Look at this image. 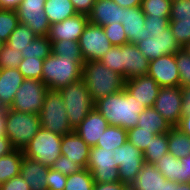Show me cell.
Returning <instances> with one entry per match:
<instances>
[{
  "mask_svg": "<svg viewBox=\"0 0 190 190\" xmlns=\"http://www.w3.org/2000/svg\"><path fill=\"white\" fill-rule=\"evenodd\" d=\"M94 107L109 125L126 130L137 126L139 115L146 108L125 89L97 100Z\"/></svg>",
  "mask_w": 190,
  "mask_h": 190,
  "instance_id": "6da1fadb",
  "label": "cell"
},
{
  "mask_svg": "<svg viewBox=\"0 0 190 190\" xmlns=\"http://www.w3.org/2000/svg\"><path fill=\"white\" fill-rule=\"evenodd\" d=\"M83 80L94 103L124 89L125 79L123 75L108 69L98 61H86L83 67Z\"/></svg>",
  "mask_w": 190,
  "mask_h": 190,
  "instance_id": "7a4b0ae2",
  "label": "cell"
},
{
  "mask_svg": "<svg viewBox=\"0 0 190 190\" xmlns=\"http://www.w3.org/2000/svg\"><path fill=\"white\" fill-rule=\"evenodd\" d=\"M84 63L73 57H60L52 53L43 61L42 82L49 90H59L83 79Z\"/></svg>",
  "mask_w": 190,
  "mask_h": 190,
  "instance_id": "3957f363",
  "label": "cell"
},
{
  "mask_svg": "<svg viewBox=\"0 0 190 190\" xmlns=\"http://www.w3.org/2000/svg\"><path fill=\"white\" fill-rule=\"evenodd\" d=\"M63 104L66 106L68 122L74 130L94 108V101L83 79L60 88Z\"/></svg>",
  "mask_w": 190,
  "mask_h": 190,
  "instance_id": "277c9868",
  "label": "cell"
},
{
  "mask_svg": "<svg viewBox=\"0 0 190 190\" xmlns=\"http://www.w3.org/2000/svg\"><path fill=\"white\" fill-rule=\"evenodd\" d=\"M41 128L40 116L7 108L5 135L15 149L23 150Z\"/></svg>",
  "mask_w": 190,
  "mask_h": 190,
  "instance_id": "5b68a950",
  "label": "cell"
},
{
  "mask_svg": "<svg viewBox=\"0 0 190 190\" xmlns=\"http://www.w3.org/2000/svg\"><path fill=\"white\" fill-rule=\"evenodd\" d=\"M65 107L59 91L48 90L39 114L41 127L61 136L73 132Z\"/></svg>",
  "mask_w": 190,
  "mask_h": 190,
  "instance_id": "8992f818",
  "label": "cell"
},
{
  "mask_svg": "<svg viewBox=\"0 0 190 190\" xmlns=\"http://www.w3.org/2000/svg\"><path fill=\"white\" fill-rule=\"evenodd\" d=\"M61 139V135L41 127L23 149L24 156L51 167L61 155Z\"/></svg>",
  "mask_w": 190,
  "mask_h": 190,
  "instance_id": "52a82bcc",
  "label": "cell"
},
{
  "mask_svg": "<svg viewBox=\"0 0 190 190\" xmlns=\"http://www.w3.org/2000/svg\"><path fill=\"white\" fill-rule=\"evenodd\" d=\"M114 155V150L111 151L97 146L90 148L87 169L91 172L95 183L120 182Z\"/></svg>",
  "mask_w": 190,
  "mask_h": 190,
  "instance_id": "ba28073f",
  "label": "cell"
},
{
  "mask_svg": "<svg viewBox=\"0 0 190 190\" xmlns=\"http://www.w3.org/2000/svg\"><path fill=\"white\" fill-rule=\"evenodd\" d=\"M48 90L42 80L24 79L9 108L23 113L40 114Z\"/></svg>",
  "mask_w": 190,
  "mask_h": 190,
  "instance_id": "9c48e42d",
  "label": "cell"
},
{
  "mask_svg": "<svg viewBox=\"0 0 190 190\" xmlns=\"http://www.w3.org/2000/svg\"><path fill=\"white\" fill-rule=\"evenodd\" d=\"M146 37L145 40L139 41L136 46L149 61L166 54H175L182 49L173 36L170 27L164 31H150Z\"/></svg>",
  "mask_w": 190,
  "mask_h": 190,
  "instance_id": "30bf717a",
  "label": "cell"
},
{
  "mask_svg": "<svg viewBox=\"0 0 190 190\" xmlns=\"http://www.w3.org/2000/svg\"><path fill=\"white\" fill-rule=\"evenodd\" d=\"M81 55L86 61H98L113 46L102 26L88 23L79 38Z\"/></svg>",
  "mask_w": 190,
  "mask_h": 190,
  "instance_id": "8fae6325",
  "label": "cell"
},
{
  "mask_svg": "<svg viewBox=\"0 0 190 190\" xmlns=\"http://www.w3.org/2000/svg\"><path fill=\"white\" fill-rule=\"evenodd\" d=\"M114 151L120 181L130 185L137 178L145 163L144 155L129 141L115 148Z\"/></svg>",
  "mask_w": 190,
  "mask_h": 190,
  "instance_id": "7c38bea8",
  "label": "cell"
},
{
  "mask_svg": "<svg viewBox=\"0 0 190 190\" xmlns=\"http://www.w3.org/2000/svg\"><path fill=\"white\" fill-rule=\"evenodd\" d=\"M46 0H23L15 10L19 23L28 26L37 36H47L50 22L44 12Z\"/></svg>",
  "mask_w": 190,
  "mask_h": 190,
  "instance_id": "4fadbf2b",
  "label": "cell"
},
{
  "mask_svg": "<svg viewBox=\"0 0 190 190\" xmlns=\"http://www.w3.org/2000/svg\"><path fill=\"white\" fill-rule=\"evenodd\" d=\"M153 107L173 127L182 117V93L180 87H161Z\"/></svg>",
  "mask_w": 190,
  "mask_h": 190,
  "instance_id": "5bb4252c",
  "label": "cell"
},
{
  "mask_svg": "<svg viewBox=\"0 0 190 190\" xmlns=\"http://www.w3.org/2000/svg\"><path fill=\"white\" fill-rule=\"evenodd\" d=\"M147 75L160 87H179V72L175 54H166L150 61Z\"/></svg>",
  "mask_w": 190,
  "mask_h": 190,
  "instance_id": "9a60e30c",
  "label": "cell"
},
{
  "mask_svg": "<svg viewBox=\"0 0 190 190\" xmlns=\"http://www.w3.org/2000/svg\"><path fill=\"white\" fill-rule=\"evenodd\" d=\"M89 23V18L83 14H76L62 22H56L50 25L48 39L50 41L71 40L79 41L84 28Z\"/></svg>",
  "mask_w": 190,
  "mask_h": 190,
  "instance_id": "2e32d148",
  "label": "cell"
},
{
  "mask_svg": "<svg viewBox=\"0 0 190 190\" xmlns=\"http://www.w3.org/2000/svg\"><path fill=\"white\" fill-rule=\"evenodd\" d=\"M160 86L148 75L125 80L124 89L146 108L153 107L159 94Z\"/></svg>",
  "mask_w": 190,
  "mask_h": 190,
  "instance_id": "e0dca14e",
  "label": "cell"
},
{
  "mask_svg": "<svg viewBox=\"0 0 190 190\" xmlns=\"http://www.w3.org/2000/svg\"><path fill=\"white\" fill-rule=\"evenodd\" d=\"M121 59L125 80L147 75L150 61L141 53L136 44L121 45Z\"/></svg>",
  "mask_w": 190,
  "mask_h": 190,
  "instance_id": "ac0fdd59",
  "label": "cell"
},
{
  "mask_svg": "<svg viewBox=\"0 0 190 190\" xmlns=\"http://www.w3.org/2000/svg\"><path fill=\"white\" fill-rule=\"evenodd\" d=\"M145 14L141 6L137 7H122V26L127 39L131 44H137L139 41L145 40L148 35V30L144 28Z\"/></svg>",
  "mask_w": 190,
  "mask_h": 190,
  "instance_id": "d6986e66",
  "label": "cell"
},
{
  "mask_svg": "<svg viewBox=\"0 0 190 190\" xmlns=\"http://www.w3.org/2000/svg\"><path fill=\"white\" fill-rule=\"evenodd\" d=\"M109 123L94 107L74 131L90 146L93 147L101 138Z\"/></svg>",
  "mask_w": 190,
  "mask_h": 190,
  "instance_id": "ffe728a7",
  "label": "cell"
},
{
  "mask_svg": "<svg viewBox=\"0 0 190 190\" xmlns=\"http://www.w3.org/2000/svg\"><path fill=\"white\" fill-rule=\"evenodd\" d=\"M90 148L75 131L62 136L61 154L71 162H77L82 168H87Z\"/></svg>",
  "mask_w": 190,
  "mask_h": 190,
  "instance_id": "44dd1931",
  "label": "cell"
},
{
  "mask_svg": "<svg viewBox=\"0 0 190 190\" xmlns=\"http://www.w3.org/2000/svg\"><path fill=\"white\" fill-rule=\"evenodd\" d=\"M88 18L90 23L102 27L114 22L122 24V7L113 0H96Z\"/></svg>",
  "mask_w": 190,
  "mask_h": 190,
  "instance_id": "7402d4cb",
  "label": "cell"
},
{
  "mask_svg": "<svg viewBox=\"0 0 190 190\" xmlns=\"http://www.w3.org/2000/svg\"><path fill=\"white\" fill-rule=\"evenodd\" d=\"M49 169V166L24 156L20 165V176L29 184L30 190H48L46 176Z\"/></svg>",
  "mask_w": 190,
  "mask_h": 190,
  "instance_id": "603a6c76",
  "label": "cell"
},
{
  "mask_svg": "<svg viewBox=\"0 0 190 190\" xmlns=\"http://www.w3.org/2000/svg\"><path fill=\"white\" fill-rule=\"evenodd\" d=\"M24 79L17 68L0 69V107L9 108L11 106Z\"/></svg>",
  "mask_w": 190,
  "mask_h": 190,
  "instance_id": "cb8c5ba5",
  "label": "cell"
},
{
  "mask_svg": "<svg viewBox=\"0 0 190 190\" xmlns=\"http://www.w3.org/2000/svg\"><path fill=\"white\" fill-rule=\"evenodd\" d=\"M130 185L135 190H168V180L151 163H144L137 178Z\"/></svg>",
  "mask_w": 190,
  "mask_h": 190,
  "instance_id": "d4e9b609",
  "label": "cell"
},
{
  "mask_svg": "<svg viewBox=\"0 0 190 190\" xmlns=\"http://www.w3.org/2000/svg\"><path fill=\"white\" fill-rule=\"evenodd\" d=\"M137 126L152 130L156 135L168 133L173 127L154 107L145 108L139 115Z\"/></svg>",
  "mask_w": 190,
  "mask_h": 190,
  "instance_id": "484cf974",
  "label": "cell"
},
{
  "mask_svg": "<svg viewBox=\"0 0 190 190\" xmlns=\"http://www.w3.org/2000/svg\"><path fill=\"white\" fill-rule=\"evenodd\" d=\"M155 166L167 180L185 183L184 163L171 153H166Z\"/></svg>",
  "mask_w": 190,
  "mask_h": 190,
  "instance_id": "4316f807",
  "label": "cell"
},
{
  "mask_svg": "<svg viewBox=\"0 0 190 190\" xmlns=\"http://www.w3.org/2000/svg\"><path fill=\"white\" fill-rule=\"evenodd\" d=\"M44 12L50 24L62 22L77 14L71 0H48L45 2Z\"/></svg>",
  "mask_w": 190,
  "mask_h": 190,
  "instance_id": "83f0119b",
  "label": "cell"
},
{
  "mask_svg": "<svg viewBox=\"0 0 190 190\" xmlns=\"http://www.w3.org/2000/svg\"><path fill=\"white\" fill-rule=\"evenodd\" d=\"M23 150L15 149L0 157V184L20 175V165L23 160Z\"/></svg>",
  "mask_w": 190,
  "mask_h": 190,
  "instance_id": "f1b7e54d",
  "label": "cell"
},
{
  "mask_svg": "<svg viewBox=\"0 0 190 190\" xmlns=\"http://www.w3.org/2000/svg\"><path fill=\"white\" fill-rule=\"evenodd\" d=\"M168 150L177 159L187 157L190 154V137L176 126L172 127L168 132Z\"/></svg>",
  "mask_w": 190,
  "mask_h": 190,
  "instance_id": "f546056e",
  "label": "cell"
},
{
  "mask_svg": "<svg viewBox=\"0 0 190 190\" xmlns=\"http://www.w3.org/2000/svg\"><path fill=\"white\" fill-rule=\"evenodd\" d=\"M127 141V130L121 127L109 125L104 130L101 138L98 139L95 146L101 147L107 150H114L120 147Z\"/></svg>",
  "mask_w": 190,
  "mask_h": 190,
  "instance_id": "4dcf8cb0",
  "label": "cell"
},
{
  "mask_svg": "<svg viewBox=\"0 0 190 190\" xmlns=\"http://www.w3.org/2000/svg\"><path fill=\"white\" fill-rule=\"evenodd\" d=\"M168 152V133L157 134L143 153L144 161L155 165Z\"/></svg>",
  "mask_w": 190,
  "mask_h": 190,
  "instance_id": "1f68e13d",
  "label": "cell"
},
{
  "mask_svg": "<svg viewBox=\"0 0 190 190\" xmlns=\"http://www.w3.org/2000/svg\"><path fill=\"white\" fill-rule=\"evenodd\" d=\"M37 35L25 24L19 23L10 34L6 44L16 51L23 53Z\"/></svg>",
  "mask_w": 190,
  "mask_h": 190,
  "instance_id": "d6a6232c",
  "label": "cell"
},
{
  "mask_svg": "<svg viewBox=\"0 0 190 190\" xmlns=\"http://www.w3.org/2000/svg\"><path fill=\"white\" fill-rule=\"evenodd\" d=\"M52 43L47 36H37L22 53L23 58L46 59L52 53Z\"/></svg>",
  "mask_w": 190,
  "mask_h": 190,
  "instance_id": "836d02e7",
  "label": "cell"
},
{
  "mask_svg": "<svg viewBox=\"0 0 190 190\" xmlns=\"http://www.w3.org/2000/svg\"><path fill=\"white\" fill-rule=\"evenodd\" d=\"M52 54L60 57H73L79 63H84L78 41L59 40L51 41Z\"/></svg>",
  "mask_w": 190,
  "mask_h": 190,
  "instance_id": "e575fe53",
  "label": "cell"
},
{
  "mask_svg": "<svg viewBox=\"0 0 190 190\" xmlns=\"http://www.w3.org/2000/svg\"><path fill=\"white\" fill-rule=\"evenodd\" d=\"M93 176L87 168L67 176L64 190H93Z\"/></svg>",
  "mask_w": 190,
  "mask_h": 190,
  "instance_id": "d590c367",
  "label": "cell"
},
{
  "mask_svg": "<svg viewBox=\"0 0 190 190\" xmlns=\"http://www.w3.org/2000/svg\"><path fill=\"white\" fill-rule=\"evenodd\" d=\"M171 0H142L141 9L146 17H170Z\"/></svg>",
  "mask_w": 190,
  "mask_h": 190,
  "instance_id": "8d00e7d4",
  "label": "cell"
},
{
  "mask_svg": "<svg viewBox=\"0 0 190 190\" xmlns=\"http://www.w3.org/2000/svg\"><path fill=\"white\" fill-rule=\"evenodd\" d=\"M155 135L152 130H146L136 126L127 130V141L144 153Z\"/></svg>",
  "mask_w": 190,
  "mask_h": 190,
  "instance_id": "74e56055",
  "label": "cell"
},
{
  "mask_svg": "<svg viewBox=\"0 0 190 190\" xmlns=\"http://www.w3.org/2000/svg\"><path fill=\"white\" fill-rule=\"evenodd\" d=\"M169 27L176 41L183 48L190 41V16L175 17L170 21Z\"/></svg>",
  "mask_w": 190,
  "mask_h": 190,
  "instance_id": "f35d334b",
  "label": "cell"
},
{
  "mask_svg": "<svg viewBox=\"0 0 190 190\" xmlns=\"http://www.w3.org/2000/svg\"><path fill=\"white\" fill-rule=\"evenodd\" d=\"M19 24L15 10L0 9V39L7 42L10 34Z\"/></svg>",
  "mask_w": 190,
  "mask_h": 190,
  "instance_id": "ab89813d",
  "label": "cell"
},
{
  "mask_svg": "<svg viewBox=\"0 0 190 190\" xmlns=\"http://www.w3.org/2000/svg\"><path fill=\"white\" fill-rule=\"evenodd\" d=\"M42 59H36L35 57L23 58L18 66L19 72L25 79H37L42 80Z\"/></svg>",
  "mask_w": 190,
  "mask_h": 190,
  "instance_id": "60d3db41",
  "label": "cell"
},
{
  "mask_svg": "<svg viewBox=\"0 0 190 190\" xmlns=\"http://www.w3.org/2000/svg\"><path fill=\"white\" fill-rule=\"evenodd\" d=\"M179 72V87L190 86V54L183 48L175 53Z\"/></svg>",
  "mask_w": 190,
  "mask_h": 190,
  "instance_id": "b9f144b4",
  "label": "cell"
},
{
  "mask_svg": "<svg viewBox=\"0 0 190 190\" xmlns=\"http://www.w3.org/2000/svg\"><path fill=\"white\" fill-rule=\"evenodd\" d=\"M99 61L108 69L118 72L124 77V65L121 59V46H112L109 51L104 54Z\"/></svg>",
  "mask_w": 190,
  "mask_h": 190,
  "instance_id": "7bdbcfd3",
  "label": "cell"
},
{
  "mask_svg": "<svg viewBox=\"0 0 190 190\" xmlns=\"http://www.w3.org/2000/svg\"><path fill=\"white\" fill-rule=\"evenodd\" d=\"M23 59V54L20 51L14 50L6 43L0 50V69L17 68Z\"/></svg>",
  "mask_w": 190,
  "mask_h": 190,
  "instance_id": "ee69618b",
  "label": "cell"
},
{
  "mask_svg": "<svg viewBox=\"0 0 190 190\" xmlns=\"http://www.w3.org/2000/svg\"><path fill=\"white\" fill-rule=\"evenodd\" d=\"M105 35L114 46H121L123 44L129 43L127 35L123 30V26L120 23H112L106 26H103Z\"/></svg>",
  "mask_w": 190,
  "mask_h": 190,
  "instance_id": "f6af8a7d",
  "label": "cell"
},
{
  "mask_svg": "<svg viewBox=\"0 0 190 190\" xmlns=\"http://www.w3.org/2000/svg\"><path fill=\"white\" fill-rule=\"evenodd\" d=\"M54 170L68 176L83 169L77 162H71L66 156L60 155L51 166Z\"/></svg>",
  "mask_w": 190,
  "mask_h": 190,
  "instance_id": "bcb514c9",
  "label": "cell"
},
{
  "mask_svg": "<svg viewBox=\"0 0 190 190\" xmlns=\"http://www.w3.org/2000/svg\"><path fill=\"white\" fill-rule=\"evenodd\" d=\"M67 176L50 167L46 176L48 190H64Z\"/></svg>",
  "mask_w": 190,
  "mask_h": 190,
  "instance_id": "7dc6e473",
  "label": "cell"
},
{
  "mask_svg": "<svg viewBox=\"0 0 190 190\" xmlns=\"http://www.w3.org/2000/svg\"><path fill=\"white\" fill-rule=\"evenodd\" d=\"M190 16V0H173L171 3L170 21L175 17Z\"/></svg>",
  "mask_w": 190,
  "mask_h": 190,
  "instance_id": "c3c4849f",
  "label": "cell"
},
{
  "mask_svg": "<svg viewBox=\"0 0 190 190\" xmlns=\"http://www.w3.org/2000/svg\"><path fill=\"white\" fill-rule=\"evenodd\" d=\"M170 26V19L168 17H146L144 28L150 31H164Z\"/></svg>",
  "mask_w": 190,
  "mask_h": 190,
  "instance_id": "681fc988",
  "label": "cell"
},
{
  "mask_svg": "<svg viewBox=\"0 0 190 190\" xmlns=\"http://www.w3.org/2000/svg\"><path fill=\"white\" fill-rule=\"evenodd\" d=\"M0 190H30L29 184L20 175L1 184Z\"/></svg>",
  "mask_w": 190,
  "mask_h": 190,
  "instance_id": "f907efd6",
  "label": "cell"
},
{
  "mask_svg": "<svg viewBox=\"0 0 190 190\" xmlns=\"http://www.w3.org/2000/svg\"><path fill=\"white\" fill-rule=\"evenodd\" d=\"M75 12L88 16L96 0H71Z\"/></svg>",
  "mask_w": 190,
  "mask_h": 190,
  "instance_id": "816d5d0a",
  "label": "cell"
},
{
  "mask_svg": "<svg viewBox=\"0 0 190 190\" xmlns=\"http://www.w3.org/2000/svg\"><path fill=\"white\" fill-rule=\"evenodd\" d=\"M127 184L120 182L115 183H94L93 190H124Z\"/></svg>",
  "mask_w": 190,
  "mask_h": 190,
  "instance_id": "f5cc1de1",
  "label": "cell"
},
{
  "mask_svg": "<svg viewBox=\"0 0 190 190\" xmlns=\"http://www.w3.org/2000/svg\"><path fill=\"white\" fill-rule=\"evenodd\" d=\"M181 89L182 93V115L189 114L190 108V86H186Z\"/></svg>",
  "mask_w": 190,
  "mask_h": 190,
  "instance_id": "db71d44e",
  "label": "cell"
},
{
  "mask_svg": "<svg viewBox=\"0 0 190 190\" xmlns=\"http://www.w3.org/2000/svg\"><path fill=\"white\" fill-rule=\"evenodd\" d=\"M14 150L15 148L8 137L6 135L0 136V157L7 155Z\"/></svg>",
  "mask_w": 190,
  "mask_h": 190,
  "instance_id": "11a10c76",
  "label": "cell"
},
{
  "mask_svg": "<svg viewBox=\"0 0 190 190\" xmlns=\"http://www.w3.org/2000/svg\"><path fill=\"white\" fill-rule=\"evenodd\" d=\"M176 127L179 128L182 132H184L187 136L190 137V110H189V114L182 115L180 122L178 123Z\"/></svg>",
  "mask_w": 190,
  "mask_h": 190,
  "instance_id": "9f6ffc18",
  "label": "cell"
},
{
  "mask_svg": "<svg viewBox=\"0 0 190 190\" xmlns=\"http://www.w3.org/2000/svg\"><path fill=\"white\" fill-rule=\"evenodd\" d=\"M23 0H0V9L16 10Z\"/></svg>",
  "mask_w": 190,
  "mask_h": 190,
  "instance_id": "6f0895ef",
  "label": "cell"
},
{
  "mask_svg": "<svg viewBox=\"0 0 190 190\" xmlns=\"http://www.w3.org/2000/svg\"><path fill=\"white\" fill-rule=\"evenodd\" d=\"M168 190H190V182L179 183L168 180Z\"/></svg>",
  "mask_w": 190,
  "mask_h": 190,
  "instance_id": "680465c9",
  "label": "cell"
},
{
  "mask_svg": "<svg viewBox=\"0 0 190 190\" xmlns=\"http://www.w3.org/2000/svg\"><path fill=\"white\" fill-rule=\"evenodd\" d=\"M116 4L123 8L141 6L142 0H113Z\"/></svg>",
  "mask_w": 190,
  "mask_h": 190,
  "instance_id": "91938a15",
  "label": "cell"
},
{
  "mask_svg": "<svg viewBox=\"0 0 190 190\" xmlns=\"http://www.w3.org/2000/svg\"><path fill=\"white\" fill-rule=\"evenodd\" d=\"M7 108L0 107V136L5 135Z\"/></svg>",
  "mask_w": 190,
  "mask_h": 190,
  "instance_id": "94428289",
  "label": "cell"
},
{
  "mask_svg": "<svg viewBox=\"0 0 190 190\" xmlns=\"http://www.w3.org/2000/svg\"><path fill=\"white\" fill-rule=\"evenodd\" d=\"M184 163L185 183L190 182V154L180 159Z\"/></svg>",
  "mask_w": 190,
  "mask_h": 190,
  "instance_id": "6125c7cd",
  "label": "cell"
},
{
  "mask_svg": "<svg viewBox=\"0 0 190 190\" xmlns=\"http://www.w3.org/2000/svg\"><path fill=\"white\" fill-rule=\"evenodd\" d=\"M183 49L190 54V41L184 45Z\"/></svg>",
  "mask_w": 190,
  "mask_h": 190,
  "instance_id": "be15d7a7",
  "label": "cell"
},
{
  "mask_svg": "<svg viewBox=\"0 0 190 190\" xmlns=\"http://www.w3.org/2000/svg\"><path fill=\"white\" fill-rule=\"evenodd\" d=\"M124 190H135L131 185H127Z\"/></svg>",
  "mask_w": 190,
  "mask_h": 190,
  "instance_id": "e7e4bbea",
  "label": "cell"
},
{
  "mask_svg": "<svg viewBox=\"0 0 190 190\" xmlns=\"http://www.w3.org/2000/svg\"><path fill=\"white\" fill-rule=\"evenodd\" d=\"M5 42L0 39V50L3 48Z\"/></svg>",
  "mask_w": 190,
  "mask_h": 190,
  "instance_id": "03108f58",
  "label": "cell"
}]
</instances>
